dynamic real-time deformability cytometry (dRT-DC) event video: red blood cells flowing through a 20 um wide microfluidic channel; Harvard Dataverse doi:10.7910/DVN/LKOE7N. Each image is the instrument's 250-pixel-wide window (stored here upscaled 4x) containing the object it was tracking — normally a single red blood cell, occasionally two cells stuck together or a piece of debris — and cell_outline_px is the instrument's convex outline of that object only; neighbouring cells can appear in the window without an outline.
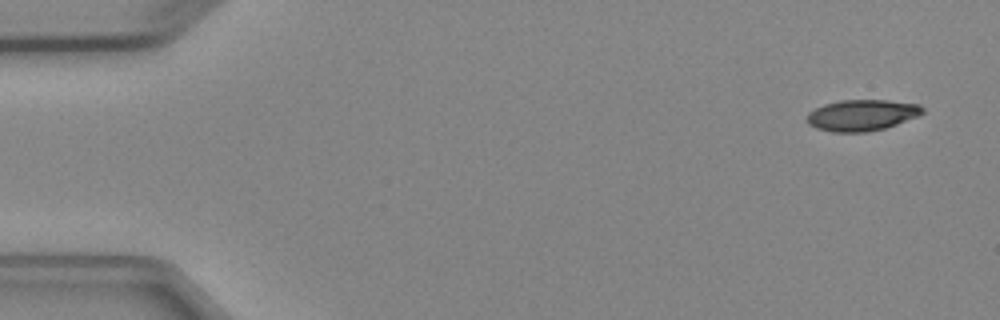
{"species": "Egyptian fruit bat (a non-hibernating species)", "species_latin": "Rousettus aegyptiacus", "temperature_condition": "cold", "stored_images_in_passage": 5, "camera_frame_rate_fps": 3000, "um_per_image_px": 0.085, "animal": {"sex": "female"}, "frame": {"image": 1, "passage_image": 1, "time_ms": 0.0, "image_size_px": [1000, 320], "cell_outline_px": [[924, 112], [916, 116], [896, 124], [884, 128], [868, 132], [832, 132], [816, 128], [808, 124], [804, 120], [808, 112], [824, 104], [840, 100], [888, 100], [920, 104], [924, 108]], "centroid_in_image_um": [73.21, 9.79], "position_along_channel_um": 11.8, "area_um2": 21.1}}
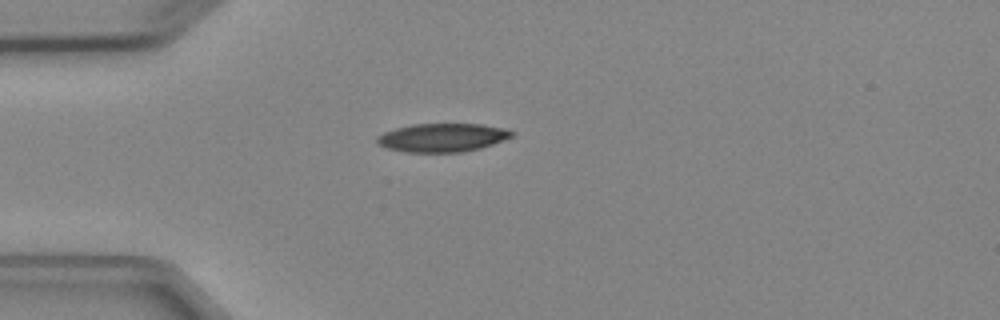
{"frame": {"image": 2, "passage_image": 4, "time_ms": 3.667, "image_size_px": [1000, 320], "cell_outline_px": [[516, 132], [512, 136], [504, 140], [480, 148], [464, 152], [404, 152], [388, 148], [376, 144], [376, 136], [384, 132], [396, 128], [412, 124], [480, 124], [504, 128]], "centroid_in_image_um": [37.58, 11.69], "position_along_channel_um": 47.4, "area_um2": 22.43}}